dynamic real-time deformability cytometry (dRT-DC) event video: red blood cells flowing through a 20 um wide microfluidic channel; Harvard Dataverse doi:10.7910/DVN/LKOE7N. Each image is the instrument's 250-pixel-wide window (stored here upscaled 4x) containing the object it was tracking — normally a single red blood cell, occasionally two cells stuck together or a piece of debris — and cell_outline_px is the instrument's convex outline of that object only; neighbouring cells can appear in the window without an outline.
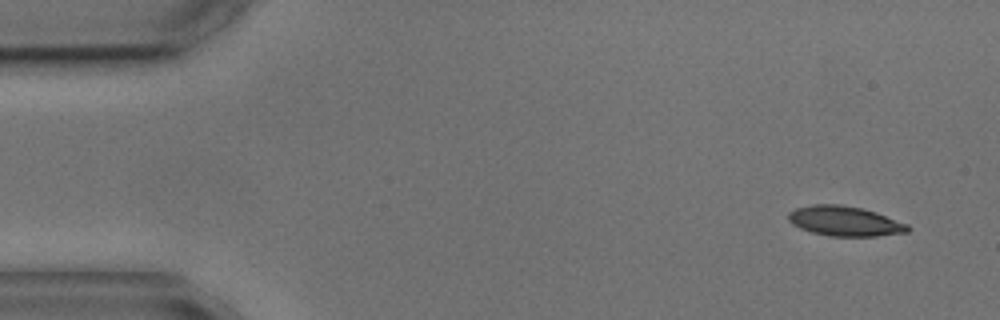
{"species": "common noctule bat (a hibernating species)", "species_latin": "Nyctalus noctula", "temperature_condition": "cold", "stored_images_in_passage": 4, "camera_frame_rate_fps": 3000, "um_per_image_px": 0.085, "animal": {"sex": "male", "body_mass_g": 17.9, "forearm_length_mm": 54.2}, "frame": {"image": 1, "passage_image": 1, "time_ms": 0.0, "image_size_px": [1000, 320], "cell_outline_px": [[912, 228], [908, 232], [876, 236], [828, 236], [812, 232], [800, 228], [792, 224], [788, 220], [788, 212], [796, 208], [812, 204], [840, 204], [860, 208], [876, 212], [908, 224]], "centroid_in_image_um": [71.8, 18.79], "position_along_channel_um": 13.2, "area_um2": 20.87}}
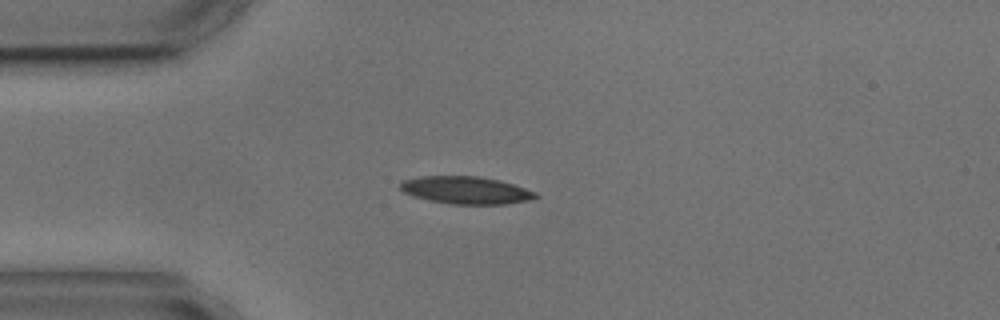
{"frame": {"image": 2, "passage_image": 4, "time_ms": 3.333, "image_size_px": [1000, 320], "cell_outline_px": [[540, 196], [528, 200], [504, 204], [452, 204], [428, 200], [412, 196], [404, 192], [400, 188], [400, 180], [420, 176], [480, 176], [500, 180], [536, 192]], "centroid_in_image_um": [39.57, 16.16], "position_along_channel_um": 45.4, "area_um2": 21.73}}